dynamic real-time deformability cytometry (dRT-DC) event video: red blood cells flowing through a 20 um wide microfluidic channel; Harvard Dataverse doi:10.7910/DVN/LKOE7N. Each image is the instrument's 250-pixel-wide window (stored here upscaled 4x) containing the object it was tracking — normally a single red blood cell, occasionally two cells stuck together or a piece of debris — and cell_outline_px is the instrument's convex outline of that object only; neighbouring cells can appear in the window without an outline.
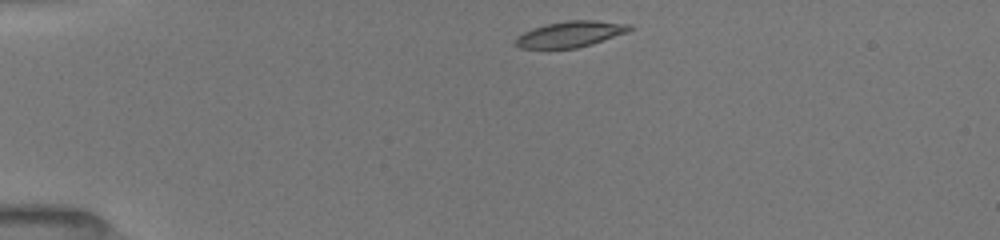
{"species": "common noctule bat (a hibernating species)", "species_latin": "Nyctalus noctula", "temperature_condition": "room temperature", "stored_images_in_passage": 41, "camera_frame_rate_fps": 3000, "um_per_image_px": 0.085, "animal": {"sex": "female", "body_mass_g": 19.5, "forearm_length_mm": 54.1}, "frame": {"image": 1, "passage_image": 1, "time_ms": 0.0, "image_size_px": [1000, 240], "cell_outline_px": [[636, 28], [628, 32], [592, 44], [576, 48], [520, 48], [516, 44], [516, 36], [532, 28], [544, 24], [568, 20], [596, 20], [632, 24]], "centroid_in_image_um": [48.54, 2.88], "position_along_channel_um": 36.5, "area_um2": 17.4}}
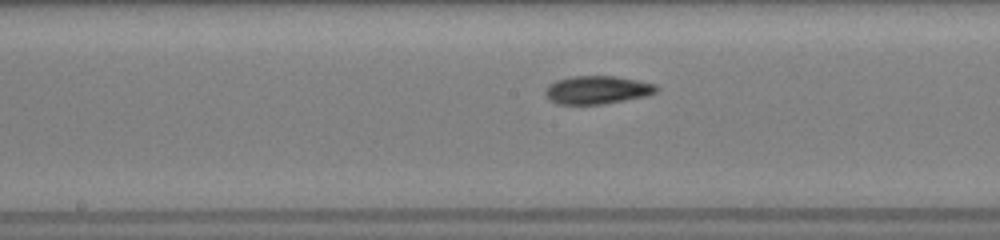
{"frame": {"image": 2, "passage_image": 17, "time_ms": 5.333, "image_size_px": [1000, 240], "cell_outline_px": [[660, 88], [656, 92], [648, 96], [600, 104], [556, 104], [548, 100], [544, 92], [544, 88], [548, 84], [556, 80], [572, 76], [612, 76], [636, 80], [656, 84]], "centroid_in_image_um": [50.73, 7.64], "position_along_channel_um": 197.5, "area_um2": 18.38}}
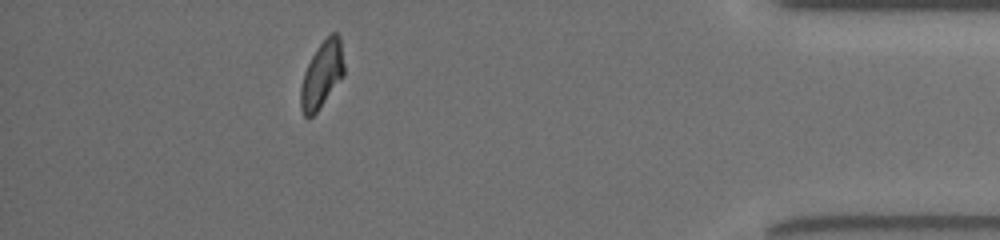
{"frame": {"image": 3, "passage_image": 36, "time_ms": 11.667, "image_size_px": [1000, 240], "cell_outline_px": [[344, 76], [316, 112], [312, 116], [304, 116], [300, 108], [300, 88], [304, 72], [316, 48], [332, 32], [336, 32], [340, 36], [344, 64]], "centroid_in_image_um": [27.36, 6.34], "position_along_channel_um": 407.8, "area_um2": 16.76}, "authors_computed_cell_mechanics": {"area_um2": 17.5134, "velocity_mm_per_s": 3.9952, "shape_relaxation_time_tau1_ms": 2.821, "shape_relaxation_time_tau2_ms": 2.4614, "deformation_change_tau1": 0.1258, "deformation_change_tau2": 0.0685}}